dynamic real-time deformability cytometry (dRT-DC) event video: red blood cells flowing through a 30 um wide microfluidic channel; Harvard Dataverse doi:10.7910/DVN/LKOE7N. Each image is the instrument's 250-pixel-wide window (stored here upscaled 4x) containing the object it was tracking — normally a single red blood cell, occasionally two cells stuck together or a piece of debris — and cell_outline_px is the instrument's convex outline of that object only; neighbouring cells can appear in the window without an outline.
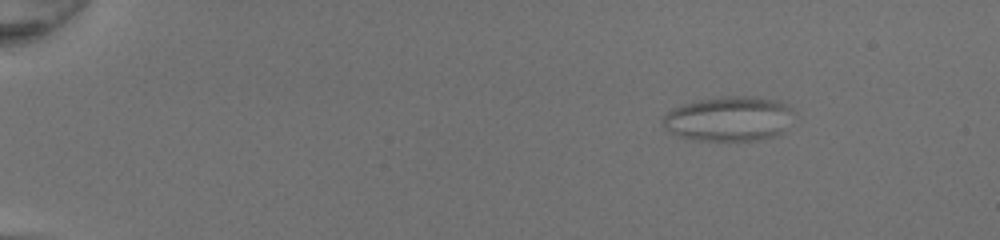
{"species": "common noctule bat (a hibernating species)", "species_latin": "Nyctalus noctula", "temperature_condition": "room temperature", "stored_images_in_passage": 51, "camera_frame_rate_fps": 3000, "um_per_image_px": 0.085, "animal": {"sex": "female", "body_mass_g": 20.0, "forearm_length_mm": 54.0}, "frame": {"image": 1, "passage_image": 8, "time_ms": 2.333, "image_size_px": [1000, 240], "cell_outline_px": [[796, 112], [784, 132], [760, 140], [692, 140], [668, 132], [664, 128], [660, 120], [672, 108], [684, 104], [700, 100], [720, 96], [760, 96], [780, 100], [788, 104]], "centroid_in_image_um": [62.0, 10.08], "position_along_channel_um": 23.0, "area_um2": 34.8}}
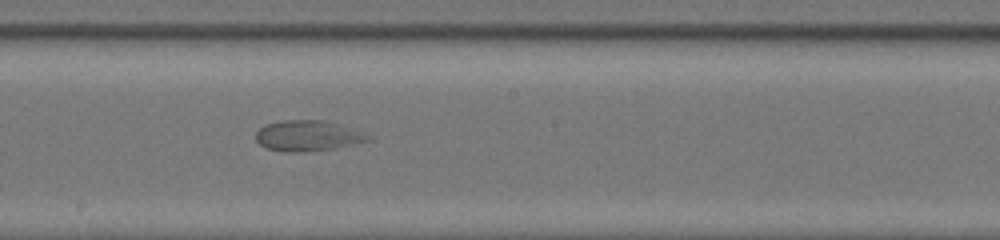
{"frame": {"image": 2, "passage_image": 31, "time_ms": 10.0, "image_size_px": [1000, 240], "cell_outline_px": [[372, 140], [336, 148], [300, 152], [288, 152], [264, 148], [256, 140], [256, 132], [264, 124], [280, 120], [324, 120], [360, 128], [372, 136]], "centroid_in_image_um": [26.24, 11.52], "position_along_channel_um": 222.0, "area_um2": 20.63}}
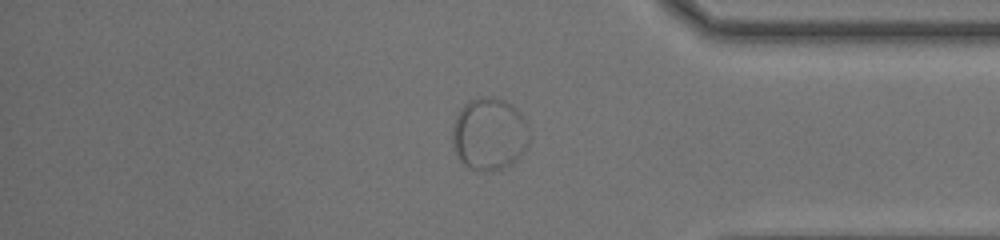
{"frame": {"image": 3, "passage_image": 44, "time_ms": 14.333, "image_size_px": [1000, 240], "cell_outline_px": [[528, 144], [524, 152], [516, 160], [504, 168], [484, 172], [468, 168], [460, 160], [452, 144], [452, 128], [456, 116], [460, 108], [468, 100], [480, 96], [492, 96], [504, 100], [512, 104], [520, 112], [528, 124]], "centroid_in_image_um": [41.58, 11.37], "position_along_channel_um": 393.6, "area_um2": 32.95}}